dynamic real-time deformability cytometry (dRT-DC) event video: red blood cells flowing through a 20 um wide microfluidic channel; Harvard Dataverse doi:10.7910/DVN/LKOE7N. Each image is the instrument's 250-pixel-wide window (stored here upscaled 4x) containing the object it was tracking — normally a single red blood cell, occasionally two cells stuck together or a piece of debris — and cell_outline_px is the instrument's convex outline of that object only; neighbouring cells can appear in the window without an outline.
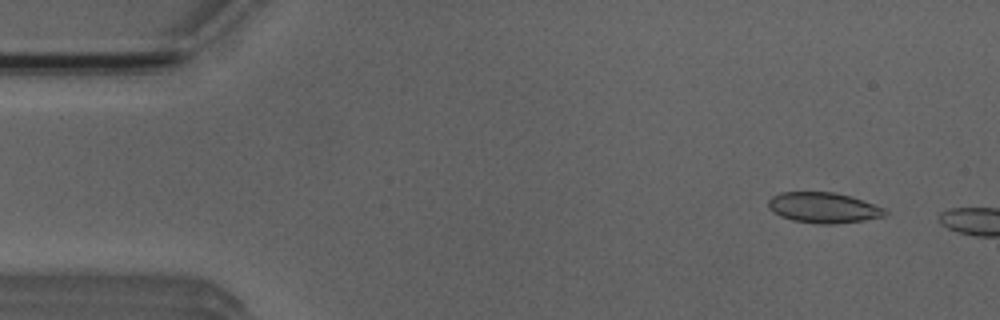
{"species": "Egyptian fruit bat (a non-hibernating species)", "species_latin": "Rousettus aegyptiacus", "temperature_condition": "room temperature", "stored_images_in_passage": 4, "camera_frame_rate_fps": 3000, "um_per_image_px": 0.085, "animal": {"sex": "male"}, "frame": {"image": 1, "passage_image": 1, "time_ms": 0.0, "image_size_px": [1000, 320], "cell_outline_px": [[888, 212], [884, 216], [864, 220], [832, 224], [820, 224], [792, 220], [780, 216], [768, 208], [768, 200], [772, 196], [780, 192], [836, 192], [852, 196], [884, 208]], "centroid_in_image_um": [69.98, 17.64], "position_along_channel_um": 15.0, "area_um2": 20.81}}